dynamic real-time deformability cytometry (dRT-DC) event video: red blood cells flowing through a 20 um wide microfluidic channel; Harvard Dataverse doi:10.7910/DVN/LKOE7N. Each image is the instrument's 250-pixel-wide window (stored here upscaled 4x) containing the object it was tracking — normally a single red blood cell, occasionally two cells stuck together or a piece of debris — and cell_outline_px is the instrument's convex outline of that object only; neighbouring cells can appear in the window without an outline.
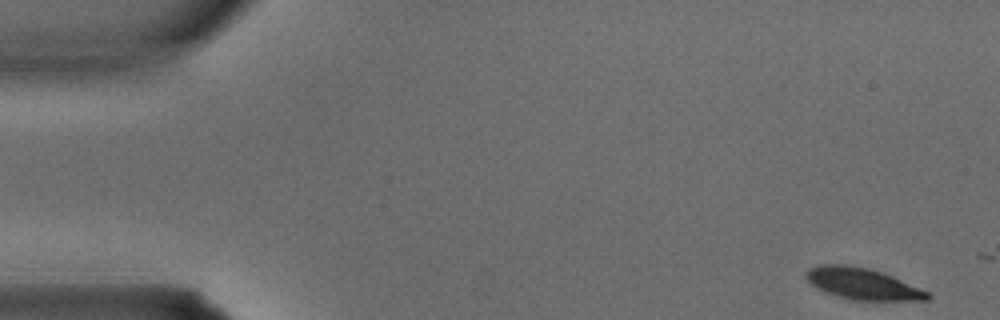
{"species": "common noctule bat (a hibernating species)", "species_latin": "Nyctalus noctula", "temperature_condition": "warm", "stored_images_in_passage": 6, "camera_frame_rate_fps": 3000, "um_per_image_px": 0.085, "animal": {"sex": "male", "body_mass_g": 15.6}, "frame": {"image": 1, "passage_image": 1, "time_ms": 0.0, "image_size_px": [1000, 320], "cell_outline_px": [[932, 296], [928, 300], [852, 300], [836, 296], [824, 292], [816, 288], [804, 276], [804, 272], [808, 268], [816, 264], [848, 264], [868, 268], [884, 272], [932, 292]], "centroid_in_image_um": [73.33, 24.11], "position_along_channel_um": 11.7, "area_um2": 22.83}}
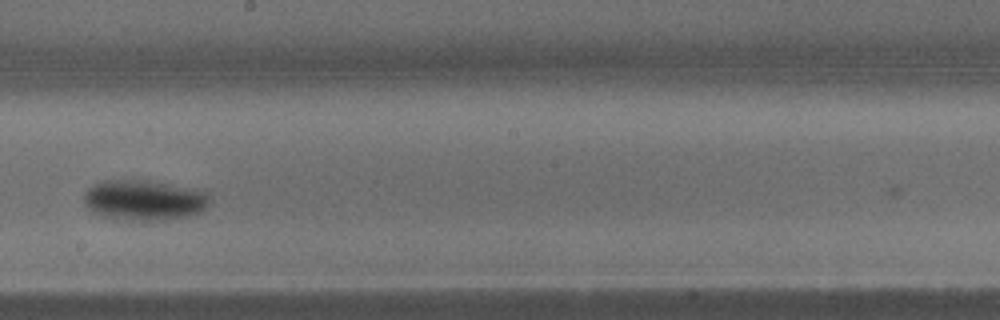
{"frame": {"image": 2, "passage_image": 6, "time_ms": 1.667, "image_size_px": [1000, 320], "cell_outline_px": [[212, 200], [200, 212], [188, 216], [164, 220], [132, 220], [100, 216], [88, 208], [84, 204], [84, 192], [88, 188], [104, 180], [144, 180], [164, 184], [200, 192], [208, 196]], "centroid_in_image_um": [12.17, 17.03], "position_along_channel_um": 236.0, "area_um2": 28.9}}